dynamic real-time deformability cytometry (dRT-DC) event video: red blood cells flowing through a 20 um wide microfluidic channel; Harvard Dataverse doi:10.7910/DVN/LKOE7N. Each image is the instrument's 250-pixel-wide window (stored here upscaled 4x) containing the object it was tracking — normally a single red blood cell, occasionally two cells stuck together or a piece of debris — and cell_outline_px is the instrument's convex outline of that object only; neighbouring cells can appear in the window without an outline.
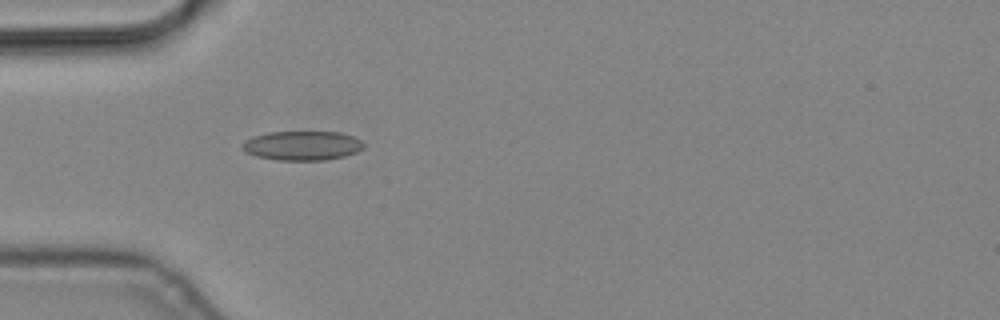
{"species": "common noctule bat (a hibernating species)", "species_latin": "Nyctalus noctula", "temperature_condition": "cold", "stored_images_in_passage": 2, "camera_frame_rate_fps": 3000, "um_per_image_px": 0.085, "animal": {"sex": "male", "body_mass_g": 19.2, "forearm_length_mm": 51.8}, "frame": {"image": 1, "passage_image": 2, "time_ms": 0.333, "image_size_px": [1000, 320], "cell_outline_px": [[364, 148], [356, 152], [344, 156], [324, 160], [276, 160], [256, 156], [244, 152], [240, 148], [244, 140], [252, 136], [268, 132], [340, 132], [352, 136], [360, 140], [364, 144]], "centroid_in_image_um": [25.64, 12.38], "position_along_channel_um": 59.4, "area_um2": 20.87}}